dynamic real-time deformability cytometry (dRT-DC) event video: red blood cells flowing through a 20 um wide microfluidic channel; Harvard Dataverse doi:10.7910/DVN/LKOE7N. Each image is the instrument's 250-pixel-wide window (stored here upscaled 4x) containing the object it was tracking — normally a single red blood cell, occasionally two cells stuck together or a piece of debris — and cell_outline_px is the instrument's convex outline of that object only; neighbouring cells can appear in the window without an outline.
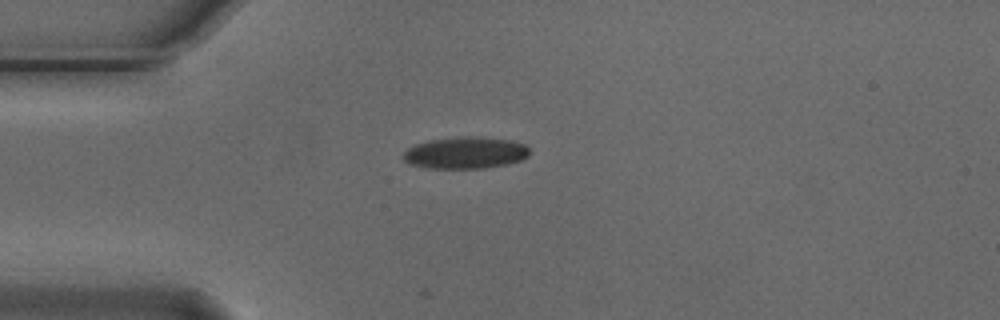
{"species": "Egyptian fruit bat (a non-hibernating species)", "species_latin": "Rousettus aegyptiacus", "temperature_condition": "cold", "stored_images_in_passage": 3, "camera_frame_rate_fps": 3000, "um_per_image_px": 0.085, "animal": {"sex": "male"}, "frame": {"image": 1, "passage_image": 1, "time_ms": 0.0, "image_size_px": [1000, 320], "cell_outline_px": [[528, 156], [520, 160], [504, 164], [484, 168], [424, 168], [408, 164], [404, 160], [404, 152], [408, 148], [416, 144], [428, 140], [460, 136], [472, 136], [512, 140], [524, 144], [528, 148]], "centroid_in_image_um": [39.52, 12.98], "position_along_channel_um": 45.5, "area_um2": 23.35}}
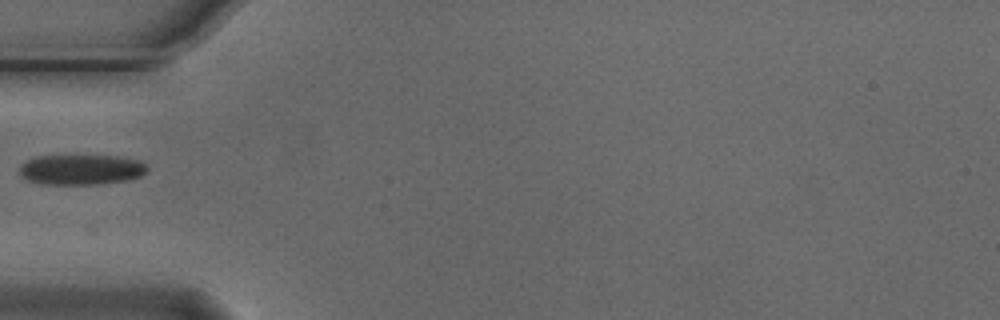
{"frame": {"image": 2, "passage_image": 2, "time_ms": 0.333, "image_size_px": [1000, 320], "cell_outline_px": [[148, 168], [140, 176], [128, 180], [96, 184], [40, 184], [28, 180], [20, 176], [20, 164], [36, 156], [116, 156], [140, 160]], "centroid_in_image_um": [6.87, 14.42], "position_along_channel_um": 78.1, "area_um2": 22.43}}
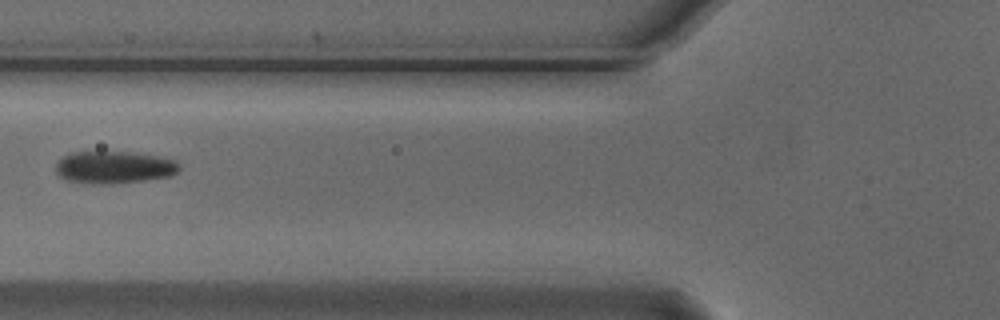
{"frame": {"image": 3, "passage_image": 3, "time_ms": 0.667, "image_size_px": [1000, 320], "cell_outline_px": [[180, 168], [172, 176], [144, 180], [112, 184], [100, 184], [68, 180], [60, 176], [56, 172], [56, 164], [68, 152], [128, 152], [156, 156], [176, 160], [180, 164]], "centroid_in_image_um": [9.72, 14.22], "position_along_channel_um": 116.1, "area_um2": 23.12}}